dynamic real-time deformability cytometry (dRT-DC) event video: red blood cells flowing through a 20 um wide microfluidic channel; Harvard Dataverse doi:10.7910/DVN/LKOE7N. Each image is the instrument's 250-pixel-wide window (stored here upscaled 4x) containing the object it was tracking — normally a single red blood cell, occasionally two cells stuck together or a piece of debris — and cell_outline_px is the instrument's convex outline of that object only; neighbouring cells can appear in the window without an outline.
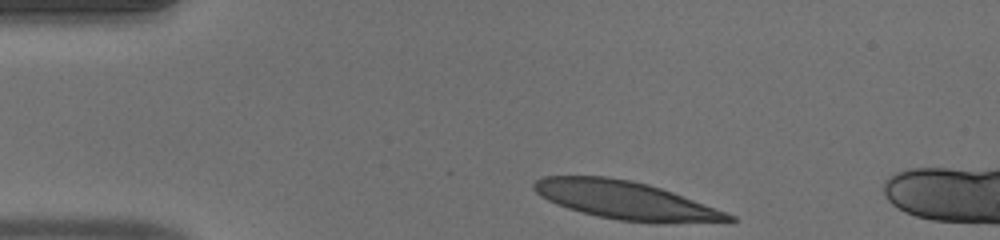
{"species": "human", "species_latin": "Homo sapiens", "temperature_condition": "warm", "stored_images_in_passage": 35, "camera_frame_rate_fps": 3000, "um_per_image_px": 0.085, "donor": {"sex": "male"}, "frame": {"image": 1, "passage_image": 1, "time_ms": 0.0, "image_size_px": [1000, 240], "cell_outline_px": [[736, 220], [620, 220], [600, 216], [568, 208], [548, 200], [536, 192], [532, 188], [532, 184], [536, 180], [544, 176], [608, 176], [632, 180], [648, 184], [672, 192], [736, 216]], "centroid_in_image_um": [52.99, 16.94], "position_along_channel_um": 32.0, "area_um2": 41.1}}
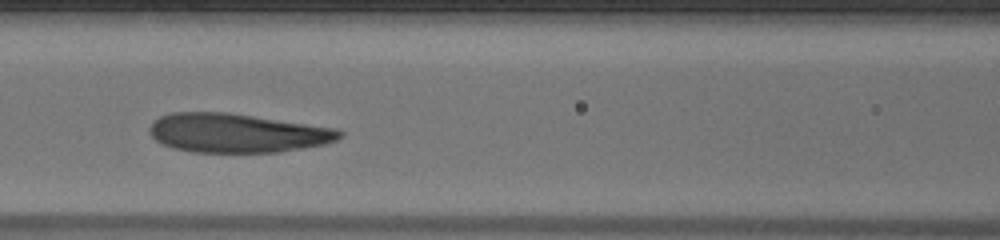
{"frame": {"image": 2, "passage_image": 14, "time_ms": 4.333, "image_size_px": [1000, 240], "cell_outline_px": [[344, 132], [336, 140], [324, 144], [304, 148], [280, 152], [192, 152], [176, 148], [164, 144], [156, 140], [152, 136], [148, 128], [152, 120], [160, 116], [172, 112], [228, 112], [340, 128]], "centroid_in_image_um": [20.17, 11.29], "position_along_channel_um": 146.4, "area_um2": 43.47}}
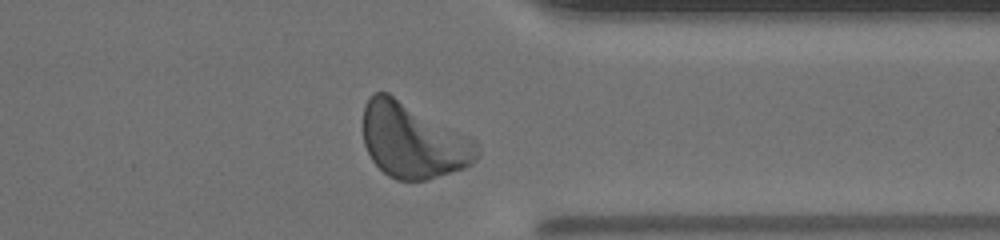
{"frame": {"image": 3, "passage_image": 32, "time_ms": 10.333, "image_size_px": [1000, 240], "cell_outline_px": [[476, 160], [464, 168], [428, 180], [396, 180], [388, 176], [372, 160], [364, 144], [364, 104], [372, 92], [388, 92], [472, 140], [476, 144]], "centroid_in_image_um": [35.03, 11.97], "position_along_channel_um": 376.4, "area_um2": 48.78}, "authors_computed_cell_mechanics": {"area_um2": 44.217, "velocity_mm_per_s": 3.9158, "shape_relaxation_time_tau1_ms": 2.968, "shape_relaxation_time_tau2_ms": 1.8409, "deformation_change_tau1": 0.1318, "deformation_change_tau2": 0.0869}}